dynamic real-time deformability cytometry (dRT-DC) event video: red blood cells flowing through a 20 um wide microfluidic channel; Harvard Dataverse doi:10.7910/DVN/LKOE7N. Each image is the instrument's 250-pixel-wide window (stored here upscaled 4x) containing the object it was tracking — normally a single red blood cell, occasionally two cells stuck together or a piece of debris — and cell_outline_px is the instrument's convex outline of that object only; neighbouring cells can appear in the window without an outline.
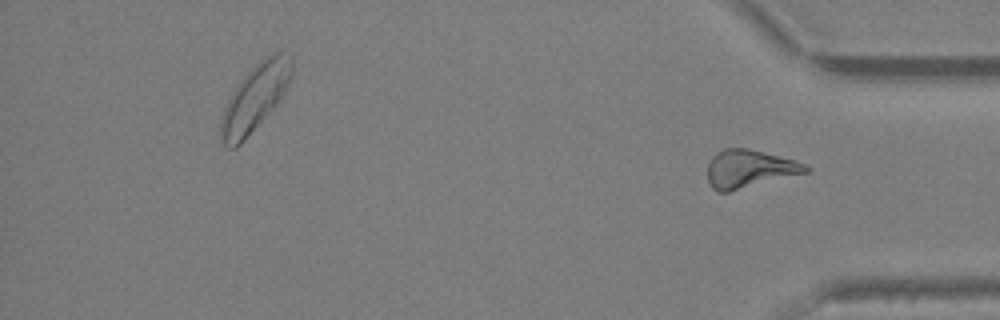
{"species": "Egyptian fruit bat (a non-hibernating species)", "species_latin": "Rousettus aegyptiacus", "temperature_condition": "warm", "stored_images_in_passage": 26, "segment_of_instrument_passage": [2, 2], "camera_frame_rate_fps": 3000, "um_per_image_px": 0.085, "animal": {"sex": "female"}, "frame": {"image": 1, "passage_image": 26, "time_ms": 8.333, "image_size_px": [1000, 320], "cell_outline_px": [[808, 172], [728, 192], [716, 192], [712, 188], [708, 180], [708, 164], [712, 156], [716, 152], [724, 148], [748, 148], [796, 160], [804, 164], [808, 168]], "centroid_in_image_um": [63.66, 14.35], "position_along_channel_um": 371.5, "area_um2": 21.68}}